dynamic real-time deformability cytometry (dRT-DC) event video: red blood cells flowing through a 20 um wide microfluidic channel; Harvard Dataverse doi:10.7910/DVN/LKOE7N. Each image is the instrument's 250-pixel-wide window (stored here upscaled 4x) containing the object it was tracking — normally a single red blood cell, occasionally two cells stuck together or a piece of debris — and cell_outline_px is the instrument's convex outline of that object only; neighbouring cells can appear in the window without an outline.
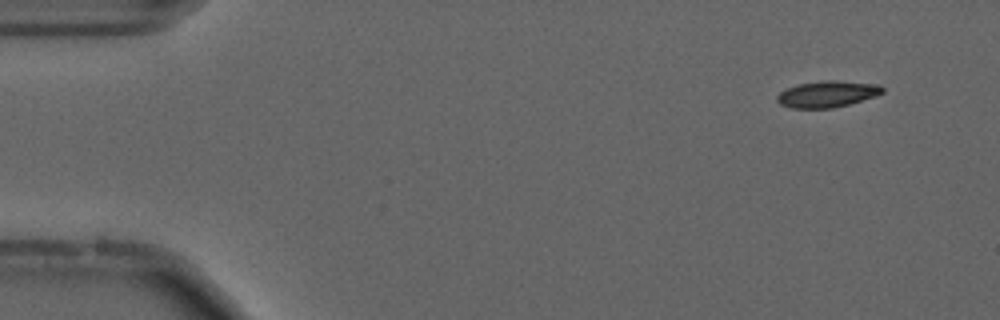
{"species": "common noctule bat (a hibernating species)", "species_latin": "Nyctalus noctula", "temperature_condition": "cold", "stored_images_in_passage": 56, "camera_frame_rate_fps": 3000, "um_per_image_px": 0.085, "animal": {"sex": "male", "forearm_length_mm": 52.5}, "frame": {"image": 1, "passage_image": 5, "time_ms": 1.333, "image_size_px": [1000, 320], "cell_outline_px": [[884, 92], [876, 96], [848, 104], [832, 108], [792, 108], [780, 104], [776, 100], [776, 96], [780, 92], [788, 88], [800, 84], [820, 80], [836, 80], [876, 84], [884, 88]], "centroid_in_image_um": [70.31, 7.99], "position_along_channel_um": 14.7, "area_um2": 16.13}}
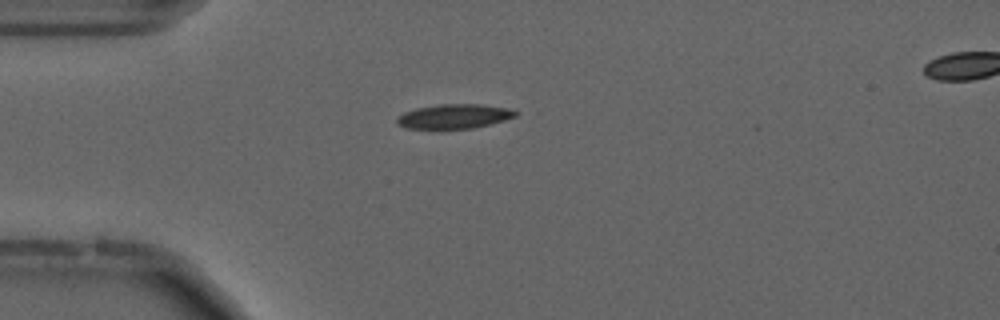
{"frame": {"image": 2, "passage_image": 15, "time_ms": 4.667, "image_size_px": [1000, 320], "cell_outline_px": [[520, 112], [516, 116], [504, 120], [472, 128], [404, 128], [396, 124], [396, 120], [404, 112], [416, 108], [440, 104], [480, 104], [508, 108]], "centroid_in_image_um": [38.61, 9.88], "position_along_channel_um": 46.4, "area_um2": 16.7}}
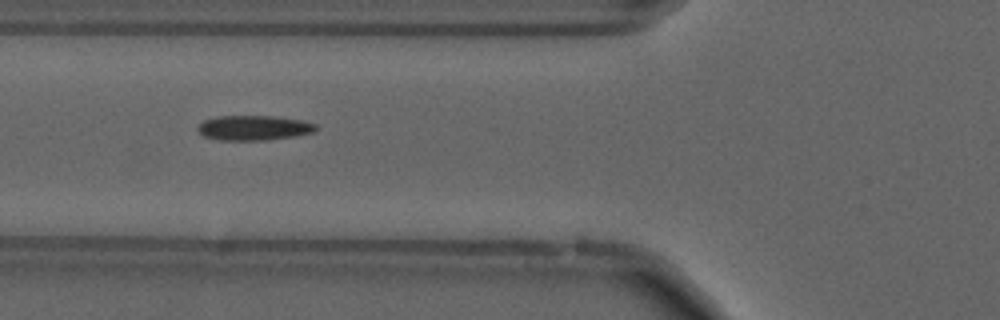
{"frame": {"image": 3, "passage_image": 21, "time_ms": 6.667, "image_size_px": [1000, 320], "cell_outline_px": [[316, 128], [312, 132], [296, 136], [268, 140], [220, 140], [204, 136], [196, 128], [204, 120], [216, 116], [276, 116], [300, 120], [316, 124]], "centroid_in_image_um": [21.56, 10.86], "position_along_channel_um": 104.2, "area_um2": 17.05}, "authors_computed_cell_mechanics": {"area_um2": 15.9817, "velocity_mm_per_s": 3.698, "shape_relaxation_time_tau1_ms": 6.1977, "shape_relaxation_time_tau2_ms": null, "deformation_change_tau1": 0.1353, "deformation_change_tau2": null}}